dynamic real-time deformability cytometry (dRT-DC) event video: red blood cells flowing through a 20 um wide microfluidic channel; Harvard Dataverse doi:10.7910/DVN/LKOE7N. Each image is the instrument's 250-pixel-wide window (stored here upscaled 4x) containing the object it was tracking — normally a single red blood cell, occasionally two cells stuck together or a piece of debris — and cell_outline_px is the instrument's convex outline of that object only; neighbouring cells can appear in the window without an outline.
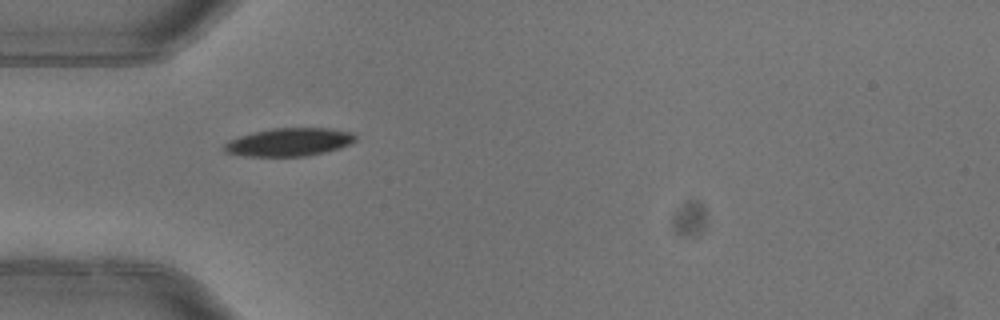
{"species": "common noctule bat (a hibernating species)", "species_latin": "Nyctalus noctula", "temperature_condition": "warm", "stored_images_in_passage": 5, "camera_frame_rate_fps": 3000, "um_per_image_px": 0.085, "animal": {"sex": "female"}, "frame": {"image": 1, "passage_image": 5, "time_ms": 1.333, "image_size_px": [1000, 320], "cell_outline_px": [[356, 140], [352, 144], [340, 148], [324, 152], [304, 156], [248, 156], [224, 152], [220, 148], [228, 140], [240, 136], [272, 128], [332, 128], [352, 132], [356, 136]], "centroid_in_image_um": [24.59, 12.07], "position_along_channel_um": 60.4, "area_um2": 21.56}}